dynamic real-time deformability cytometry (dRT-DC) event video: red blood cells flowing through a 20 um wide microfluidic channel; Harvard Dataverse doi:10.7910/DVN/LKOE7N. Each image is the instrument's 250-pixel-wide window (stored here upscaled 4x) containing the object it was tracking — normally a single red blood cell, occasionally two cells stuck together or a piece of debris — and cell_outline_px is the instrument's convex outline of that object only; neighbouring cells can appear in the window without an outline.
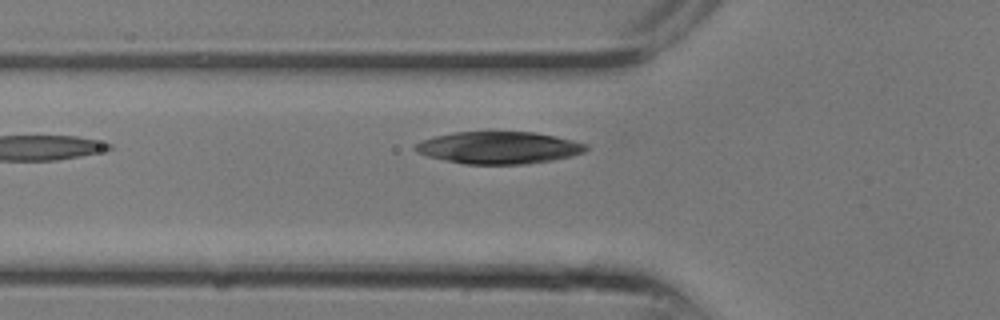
{"species": "common noctule bat (a hibernating species)", "species_latin": "Nyctalus noctula", "temperature_condition": "room temperature", "stored_images_in_passage": 6, "camera_frame_rate_fps": 3000, "um_per_image_px": 0.085, "animal": {"sex": "male", "body_mass_g": 13.3}, "frame": {"image": 1, "passage_image": 6, "time_ms": 1.667, "image_size_px": [1000, 320], "cell_outline_px": [[588, 148], [584, 152], [572, 156], [552, 160], [528, 164], [464, 164], [428, 156], [416, 152], [412, 148], [416, 144], [424, 140], [436, 136], [452, 132], [532, 132], [556, 136], [588, 144]], "centroid_in_image_um": [42.42, 12.55], "position_along_channel_um": 83.4, "area_um2": 31.96}}